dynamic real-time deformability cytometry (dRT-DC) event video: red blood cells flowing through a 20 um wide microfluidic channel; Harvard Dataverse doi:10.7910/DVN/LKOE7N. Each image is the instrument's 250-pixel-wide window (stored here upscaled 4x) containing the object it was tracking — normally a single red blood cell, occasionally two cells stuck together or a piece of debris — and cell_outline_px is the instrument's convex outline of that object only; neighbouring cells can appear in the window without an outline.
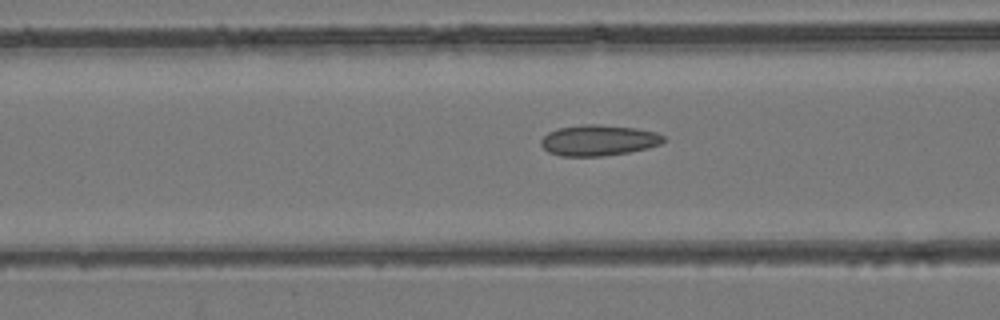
{"species": "common noctule bat (a hibernating species)", "species_latin": "Nyctalus noctula", "temperature_condition": "room temperature", "stored_images_in_passage": 46, "camera_frame_rate_fps": 3000, "um_per_image_px": 0.085, "animal": {"sex": "female", "body_mass_g": 24.6, "forearm_length_mm": 56.2}, "frame": {"image": 1, "passage_image": 19, "time_ms": 6.0, "image_size_px": [1000, 320], "cell_outline_px": [[668, 140], [660, 144], [648, 148], [628, 152], [604, 156], [560, 156], [548, 152], [540, 144], [540, 140], [548, 132], [560, 128], [584, 124], [600, 124], [636, 128], [656, 132], [664, 136]], "centroid_in_image_um": [50.89, 11.92], "position_along_channel_um": 115.7, "area_um2": 22.14}}
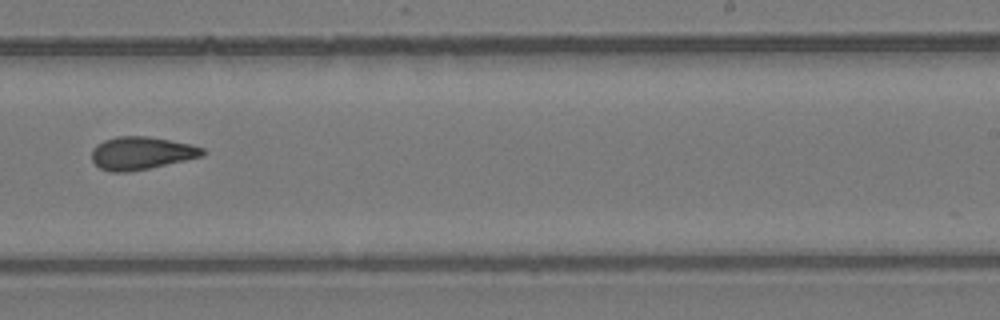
{"frame": {"image": 2, "passage_image": 30, "time_ms": 9.667, "image_size_px": [1000, 320], "cell_outline_px": [[204, 156], [148, 168], [128, 172], [112, 172], [100, 168], [92, 160], [92, 148], [96, 144], [104, 140], [116, 136], [148, 136], [192, 144], [204, 148]], "centroid_in_image_um": [12.0, 13.0], "position_along_channel_um": 277.0, "area_um2": 21.21}}
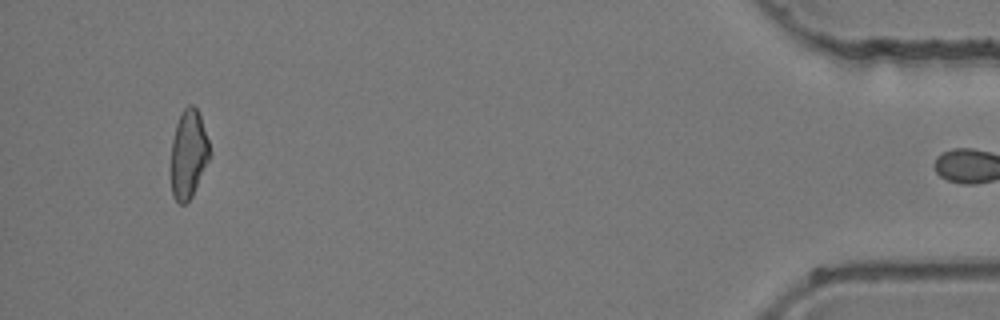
{"frame": {"image": 3, "passage_image": 45, "time_ms": 14.667, "image_size_px": [1000, 320], "cell_outline_px": [[212, 152], [192, 196], [184, 204], [180, 204], [172, 196], [172, 140], [176, 124], [184, 108], [188, 104], [192, 104], [196, 108], [200, 116]], "centroid_in_image_um": [16.03, 13.09], "position_along_channel_um": 419.2, "area_um2": 19.65}}